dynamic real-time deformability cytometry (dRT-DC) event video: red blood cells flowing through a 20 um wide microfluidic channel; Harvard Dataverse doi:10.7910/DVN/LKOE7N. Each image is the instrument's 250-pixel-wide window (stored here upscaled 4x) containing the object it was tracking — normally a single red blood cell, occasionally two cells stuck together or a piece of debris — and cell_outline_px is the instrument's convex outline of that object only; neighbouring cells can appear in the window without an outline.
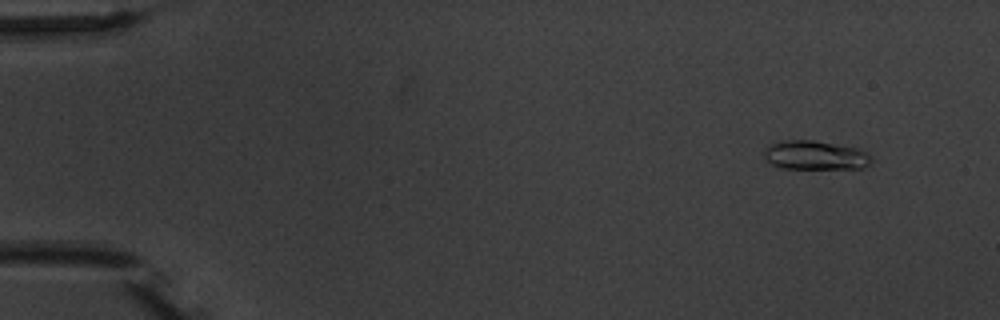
{"species": "common noctule bat (a hibernating species)", "species_latin": "Nyctalus noctula", "temperature_condition": "warm", "stored_images_in_passage": 5, "camera_frame_rate_fps": 3000, "um_per_image_px": 0.085, "animal": {"sex": "male", "body_mass_g": 20.1, "forearm_length_mm": 53.5}, "frame": {"image": 1, "passage_image": 1, "time_ms": 0.0, "image_size_px": [1000, 320], "cell_outline_px": [[872, 160], [868, 164], [860, 168], [784, 168], [768, 164], [764, 160], [764, 148], [768, 144], [784, 140], [812, 140], [860, 148], [872, 156]], "centroid_in_image_um": [69.24, 13.18], "position_along_channel_um": 15.8, "area_um2": 18.32}}
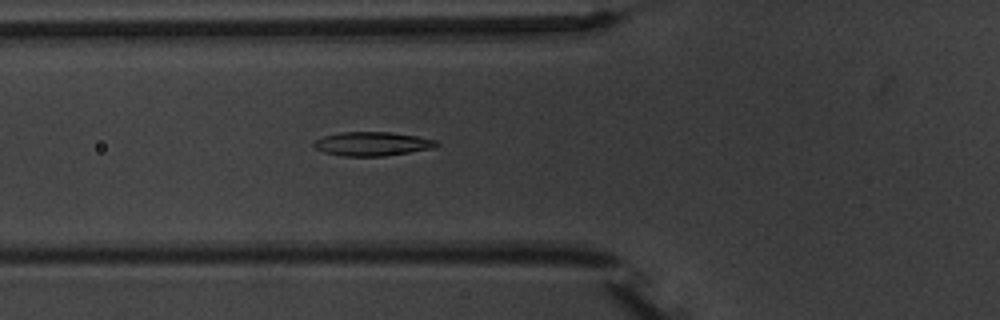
{"frame": {"image": 2, "passage_image": 5, "time_ms": 5.333, "image_size_px": [1000, 320], "cell_outline_px": [[440, 144], [436, 148], [384, 156], [344, 156], [324, 152], [316, 148], [312, 144], [316, 140], [324, 136], [340, 132], [388, 132], [416, 136], [436, 140]], "centroid_in_image_um": [31.67, 12.23], "position_along_channel_um": 94.1, "area_um2": 17.05}}